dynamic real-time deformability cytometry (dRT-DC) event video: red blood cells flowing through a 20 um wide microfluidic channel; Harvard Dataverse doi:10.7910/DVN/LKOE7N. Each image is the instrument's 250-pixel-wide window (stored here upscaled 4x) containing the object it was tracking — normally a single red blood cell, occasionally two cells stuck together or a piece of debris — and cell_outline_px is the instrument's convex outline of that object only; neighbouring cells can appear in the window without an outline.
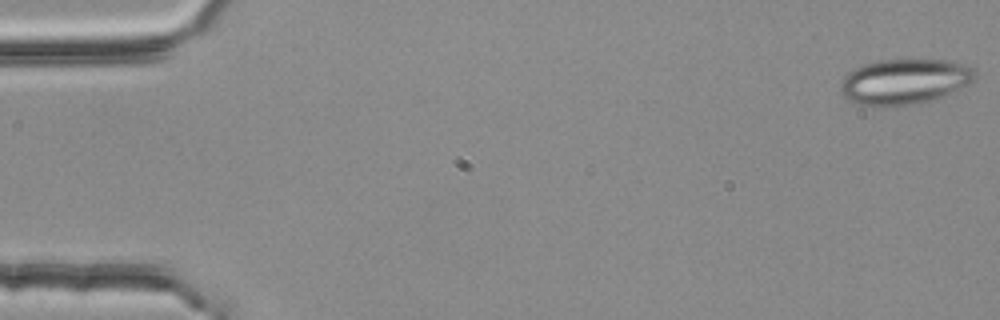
{"species": "common noctule bat (a hibernating species)", "species_latin": "Nyctalus noctula", "temperature_condition": "room temperature", "stored_images_in_passage": 54, "camera_frame_rate_fps": 3000, "um_per_image_px": 0.085, "animal": {"sex": "female", "body_mass_g": 25.1}, "frame": {"image": 1, "passage_image": 1, "time_ms": 0.0, "image_size_px": [1000, 320], "cell_outline_px": [[976, 76], [968, 84], [944, 96], [920, 104], [884, 108], [880, 108], [856, 104], [848, 100], [840, 92], [840, 80], [852, 68], [864, 64], [880, 60], [944, 60], [968, 64], [976, 68]], "centroid_in_image_um": [76.85, 6.96], "position_along_channel_um": 8.2, "area_um2": 36.47}}
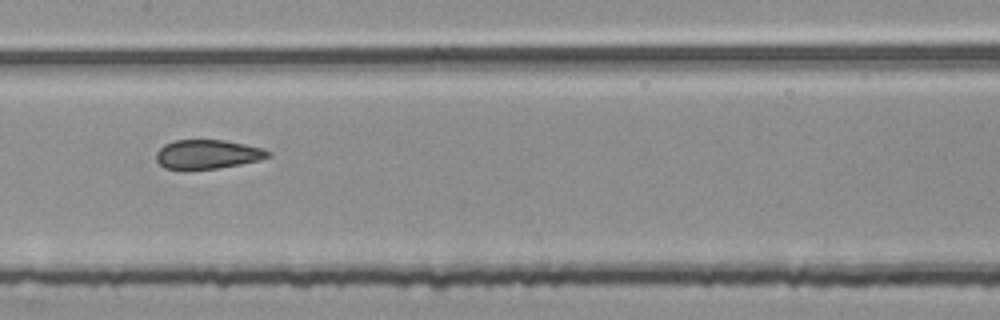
{"frame": {"image": 2, "passage_image": 27, "time_ms": 8.667, "image_size_px": [1000, 320], "cell_outline_px": [[272, 156], [260, 160], [240, 164], [216, 168], [164, 168], [156, 160], [156, 152], [164, 144], [176, 140], [224, 140], [264, 148], [272, 152]], "centroid_in_image_um": [17.69, 13.09], "position_along_channel_um": 189.7, "area_um2": 18.79}}
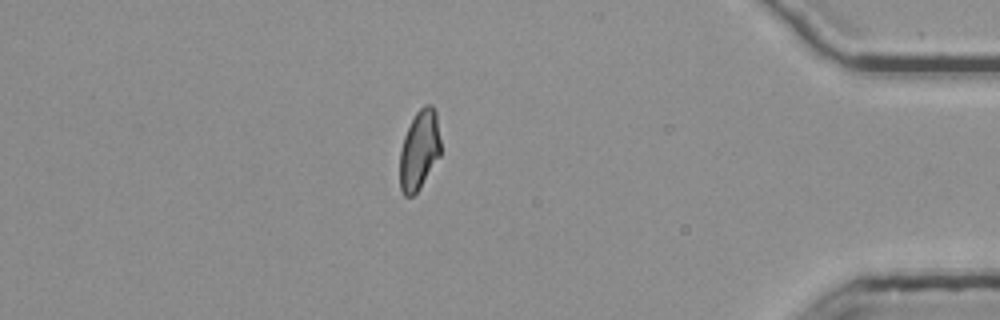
{"frame": {"image": 3, "passage_image": 47, "time_ms": 15.333, "image_size_px": [1000, 320], "cell_outline_px": [[440, 156], [420, 188], [412, 196], [404, 196], [400, 188], [400, 148], [404, 136], [416, 112], [424, 104], [432, 104], [436, 112], [440, 140]], "centroid_in_image_um": [35.64, 12.75], "position_along_channel_um": 399.6, "area_um2": 18.96}, "authors_computed_cell_mechanics": {"area_um2": 19.941, "velocity_mm_per_s": 3.7734, "shape_relaxation_time_tau1_ms": null, "shape_relaxation_time_tau2_ms": 1.5395, "deformation_change_tau1": null, "deformation_change_tau2": 0.0962}}